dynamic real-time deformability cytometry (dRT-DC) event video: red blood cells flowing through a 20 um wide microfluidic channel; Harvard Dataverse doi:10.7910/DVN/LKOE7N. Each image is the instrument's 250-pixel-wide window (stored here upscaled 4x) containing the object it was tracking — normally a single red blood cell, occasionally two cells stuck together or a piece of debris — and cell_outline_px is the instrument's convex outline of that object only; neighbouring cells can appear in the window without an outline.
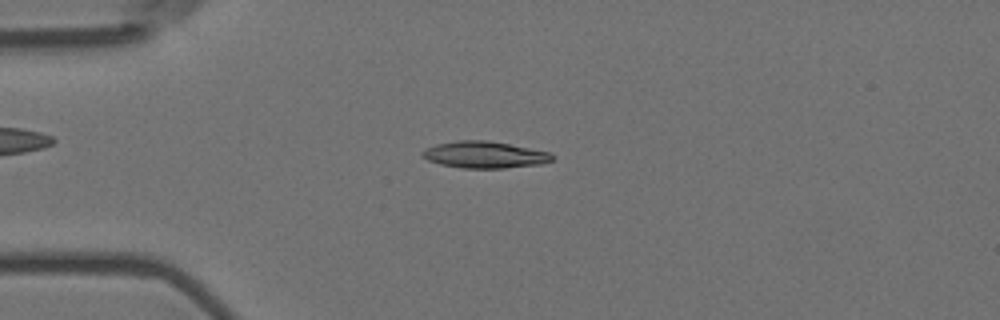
{"species": "Egyptian fruit bat (a non-hibernating species)", "species_latin": "Rousettus aegyptiacus", "temperature_condition": "room temperature", "stored_images_in_passage": 7, "camera_frame_rate_fps": 3000, "um_per_image_px": 0.085, "animal": {"sex": "female"}, "frame": {"image": 1, "passage_image": 3, "time_ms": 0.667, "image_size_px": [1000, 320], "cell_outline_px": [[556, 156], [552, 160], [540, 164], [504, 168], [464, 168], [440, 164], [428, 160], [420, 152], [424, 148], [436, 144], [456, 140], [488, 140], [552, 152]], "centroid_in_image_um": [41.21, 13.14], "position_along_channel_um": 43.8, "area_um2": 20.35}}
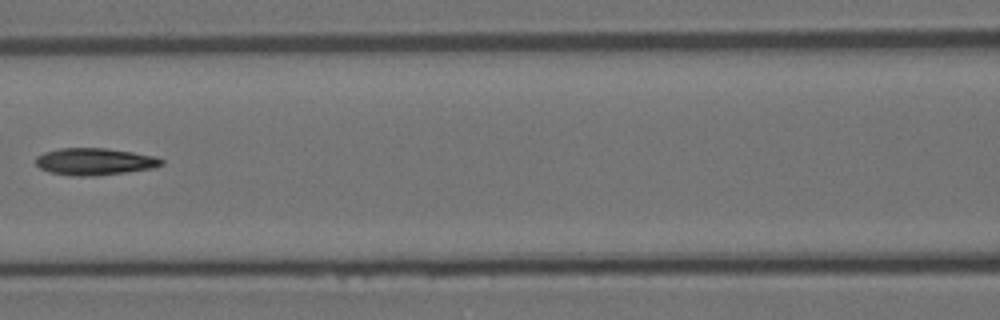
{"frame": {"image": 2, "passage_image": 6, "time_ms": 1.667, "image_size_px": [1000, 320], "cell_outline_px": [[164, 164], [152, 168], [124, 172], [92, 176], [72, 176], [48, 172], [40, 168], [36, 164], [36, 156], [44, 152], [60, 148], [108, 148], [156, 156], [164, 160]], "centroid_in_image_um": [8.03, 13.73], "position_along_channel_um": 158.6, "area_um2": 19.83}}
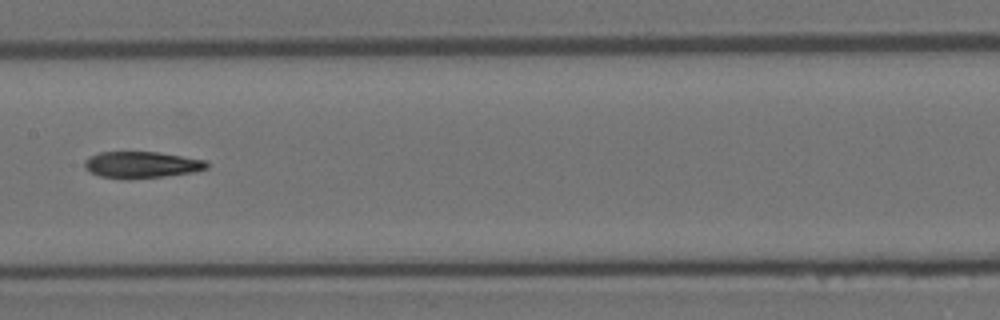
{"frame": {"image": 3, "passage_image": 7, "time_ms": 2.0, "image_size_px": [1000, 320], "cell_outline_px": [[208, 168], [196, 172], [164, 176], [128, 180], [124, 180], [100, 176], [84, 168], [84, 160], [88, 156], [100, 152], [156, 152], [208, 160]], "centroid_in_image_um": [12.04, 14.01], "position_along_channel_um": 195.4, "area_um2": 19.19}}